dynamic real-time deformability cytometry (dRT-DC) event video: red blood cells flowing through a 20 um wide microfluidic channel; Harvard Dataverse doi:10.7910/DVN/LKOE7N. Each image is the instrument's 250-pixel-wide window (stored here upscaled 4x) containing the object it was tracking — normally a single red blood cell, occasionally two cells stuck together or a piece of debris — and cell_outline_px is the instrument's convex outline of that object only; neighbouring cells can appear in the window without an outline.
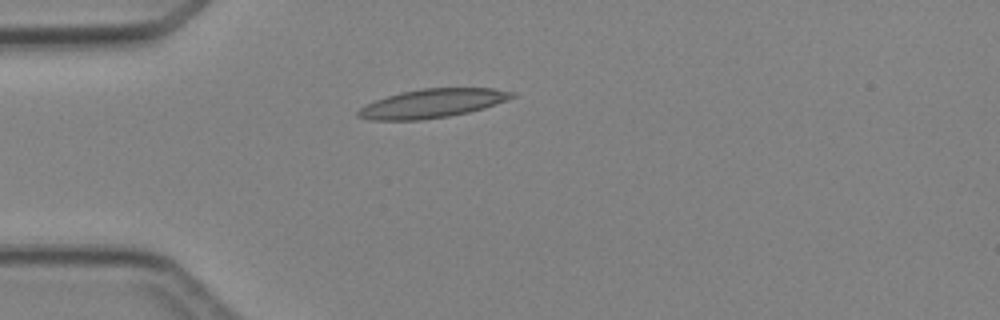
{"species": "Egyptian fruit bat (a non-hibernating species)", "species_latin": "Rousettus aegyptiacus", "temperature_condition": "cold", "stored_images_in_passage": 1, "camera_frame_rate_fps": 3000, "um_per_image_px": 0.085, "animal": {"sex": "female"}, "frame": {"image": 1, "passage_image": 1, "time_ms": 0.0, "image_size_px": [1000, 320], "cell_outline_px": [[516, 96], [484, 108], [468, 112], [448, 116], [420, 120], [368, 120], [356, 116], [356, 112], [360, 108], [376, 100], [400, 92], [420, 88], [492, 88], [516, 92]], "centroid_in_image_um": [36.73, 8.78], "position_along_channel_um": 48.3, "area_um2": 25.72}}